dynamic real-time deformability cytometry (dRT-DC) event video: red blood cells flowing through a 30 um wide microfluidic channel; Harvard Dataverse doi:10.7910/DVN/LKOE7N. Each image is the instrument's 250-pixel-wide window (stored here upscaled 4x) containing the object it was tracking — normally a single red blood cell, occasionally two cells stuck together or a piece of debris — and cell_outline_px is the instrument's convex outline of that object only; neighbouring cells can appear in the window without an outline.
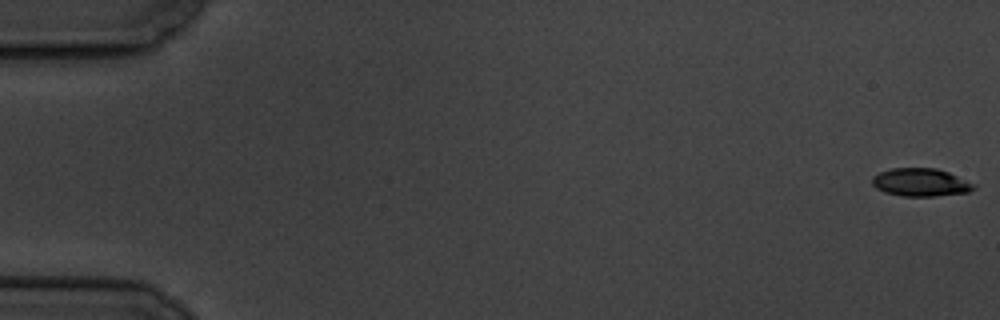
{"species": "common noctule bat (a hibernating species)", "species_latin": "Nyctalus noctula", "temperature_condition": "cold", "stored_images_in_passage": 58, "camera_frame_rate_fps": 3000, "um_per_image_px": 0.085, "animal": {"sex": "male", "body_mass_g": 19.5, "forearm_length_mm": 54.6}, "frame": {"image": 1, "passage_image": 1, "time_ms": 0.0, "image_size_px": [1000, 320], "cell_outline_px": [[976, 188], [968, 192], [936, 196], [900, 196], [884, 192], [876, 188], [872, 184], [872, 176], [880, 172], [892, 168], [936, 168], [948, 172], [976, 184]], "centroid_in_image_um": [78.25, 15.5], "position_along_channel_um": 6.7, "area_um2": 16.65}}
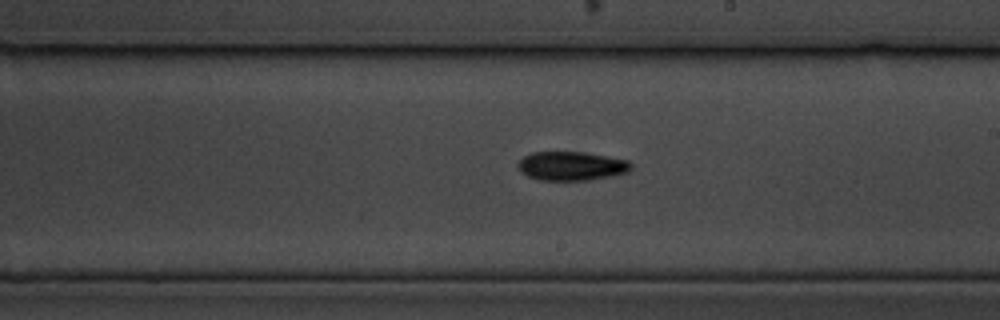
{"frame": {"image": 2, "passage_image": 34, "time_ms": 11.0, "image_size_px": [1000, 320], "cell_outline_px": [[632, 168], [628, 172], [612, 176], [592, 180], [540, 180], [528, 176], [520, 172], [516, 168], [516, 164], [524, 156], [532, 152], [584, 152], [608, 156], [628, 160], [632, 164]], "centroid_in_image_um": [48.57, 14.11], "position_along_channel_um": 240.4, "area_um2": 19.31}}
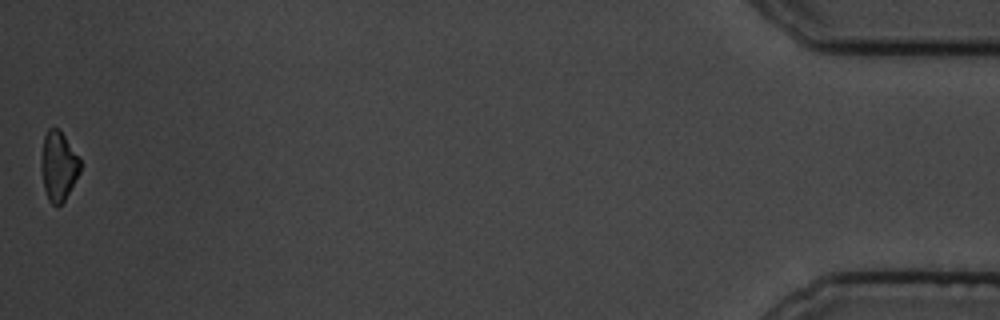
{"frame": {"image": 3, "passage_image": 58, "time_ms": 19.0, "image_size_px": [1000, 320], "cell_outline_px": [[80, 172], [64, 200], [60, 204], [52, 204], [48, 200], [44, 188], [40, 168], [40, 160], [44, 136], [48, 128], [56, 128], [64, 136], [80, 160]], "centroid_in_image_um": [4.93, 14.12], "position_along_channel_um": 430.3, "area_um2": 15.49}, "authors_computed_cell_mechanics": {"area_um2": 18.0914, "velocity_mm_per_s": 3.5096, "shape_relaxation_time_tau1_ms": 4.8139, "shape_relaxation_time_tau2_ms": null, "deformation_change_tau1": 0.1421, "deformation_change_tau2": null}}